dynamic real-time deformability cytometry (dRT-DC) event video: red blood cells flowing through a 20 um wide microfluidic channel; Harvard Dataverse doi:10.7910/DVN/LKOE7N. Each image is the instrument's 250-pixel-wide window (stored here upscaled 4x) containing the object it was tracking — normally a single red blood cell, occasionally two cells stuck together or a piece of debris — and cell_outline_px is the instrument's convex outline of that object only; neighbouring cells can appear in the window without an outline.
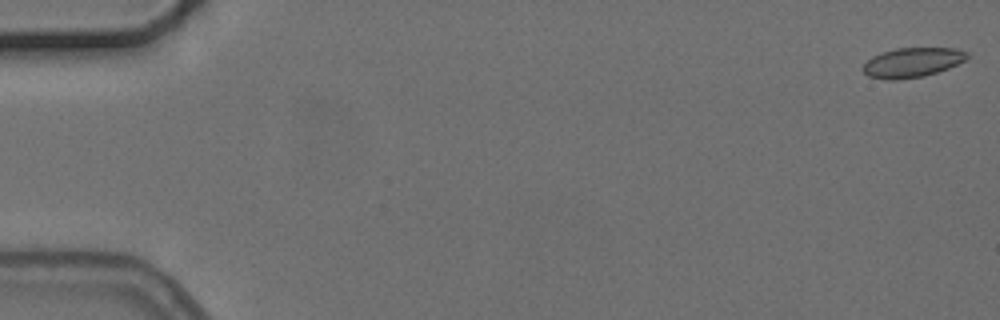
{"species": "common noctule bat (a hibernating species)", "species_latin": "Nyctalus noctula", "temperature_condition": "cold", "stored_images_in_passage": 6, "camera_frame_rate_fps": 3000, "um_per_image_px": 0.085, "animal": {"sex": "female", "body_mass_g": 24.6, "forearm_length_mm": 56.2}, "frame": {"image": 1, "passage_image": 1, "time_ms": 0.0, "image_size_px": [1000, 320], "cell_outline_px": [[968, 56], [964, 60], [948, 68], [924, 76], [896, 80], [888, 80], [868, 76], [860, 68], [872, 56], [896, 48], [956, 48], [968, 52]], "centroid_in_image_um": [77.52, 5.31], "position_along_channel_um": 7.5, "area_um2": 17.86}}
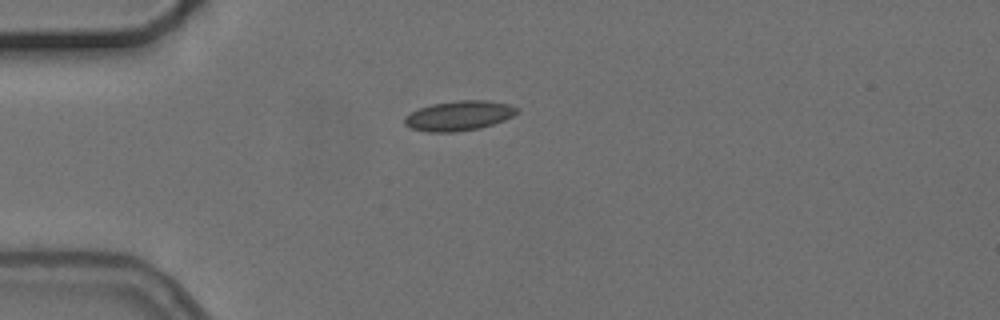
{"frame": {"image": 2, "passage_image": 5, "time_ms": 4.667, "image_size_px": [1000, 320], "cell_outline_px": [[520, 112], [504, 120], [480, 128], [452, 132], [428, 132], [412, 128], [404, 124], [404, 116], [420, 108], [432, 104], [456, 100], [488, 100], [512, 104], [520, 108]], "centroid_in_image_um": [39.06, 9.82], "position_along_channel_um": 45.9, "area_um2": 19.65}}